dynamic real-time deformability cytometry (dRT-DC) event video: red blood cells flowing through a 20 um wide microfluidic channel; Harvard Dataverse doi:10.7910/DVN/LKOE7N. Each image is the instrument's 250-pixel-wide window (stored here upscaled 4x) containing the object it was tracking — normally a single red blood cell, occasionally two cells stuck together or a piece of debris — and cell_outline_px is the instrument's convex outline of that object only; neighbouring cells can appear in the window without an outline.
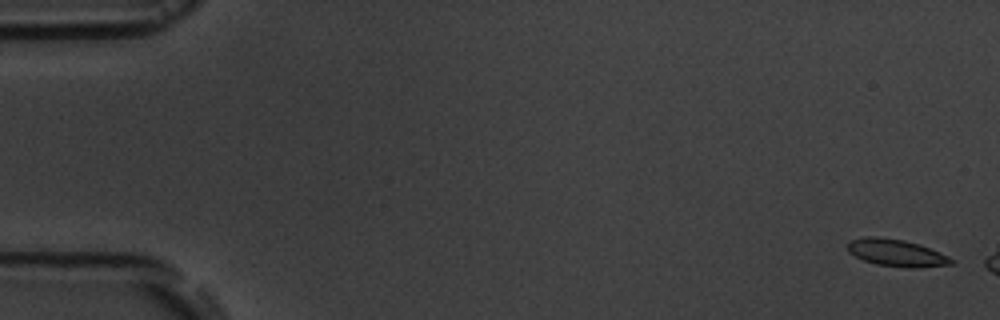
{"species": "common noctule bat (a hibernating species)", "species_latin": "Nyctalus noctula", "temperature_condition": "room temperature", "stored_images_in_passage": 3, "camera_frame_rate_fps": 3000, "um_per_image_px": 0.085, "animal": {"sex": "male", "body_mass_g": 19.5, "forearm_length_mm": 54.6}, "frame": {"image": 1, "passage_image": 1, "time_ms": 0.0, "image_size_px": [1000, 320], "cell_outline_px": [[952, 264], [912, 268], [904, 268], [876, 264], [864, 260], [848, 252], [848, 244], [852, 240], [864, 236], [880, 236], [904, 240], [920, 244], [940, 252], [948, 256], [952, 260]], "centroid_in_image_um": [76.18, 21.48], "position_along_channel_um": 8.8, "area_um2": 16.36}}